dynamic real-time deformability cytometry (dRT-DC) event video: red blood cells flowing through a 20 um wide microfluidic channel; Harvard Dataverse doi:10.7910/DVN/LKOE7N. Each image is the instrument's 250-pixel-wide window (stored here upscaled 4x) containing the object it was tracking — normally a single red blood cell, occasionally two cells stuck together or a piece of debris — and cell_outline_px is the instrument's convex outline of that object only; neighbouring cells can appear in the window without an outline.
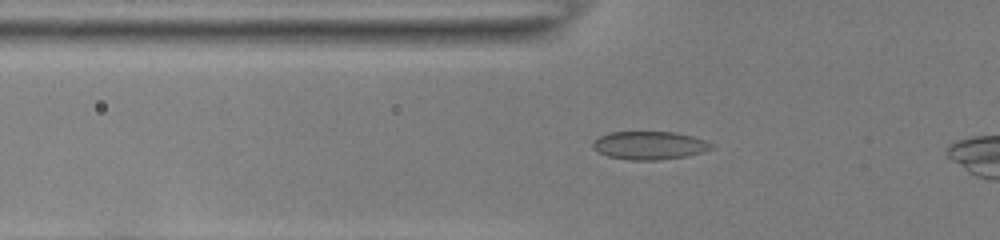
{"species": "common noctule bat (a hibernating species)", "species_latin": "Nyctalus noctula", "temperature_condition": "room temperature", "stored_images_in_passage": 35, "camera_frame_rate_fps": 3000, "um_per_image_px": 0.085, "animal": {"sex": "female", "body_mass_g": 22.0, "forearm_length_mm": 56.7}, "frame": {"image": 1, "passage_image": 6, "time_ms": 1.667, "image_size_px": [1000, 240], "cell_outline_px": [[716, 148], [688, 156], [656, 160], [632, 160], [608, 156], [592, 148], [592, 140], [608, 132], [676, 132], [708, 140]], "centroid_in_image_um": [55.23, 12.35], "position_along_channel_um": 70.6, "area_um2": 19.65}}
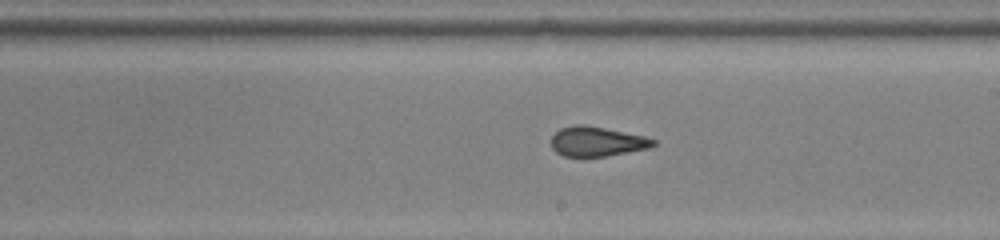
{"frame": {"image": 2, "passage_image": 19, "time_ms": 6.0, "image_size_px": [1000, 240], "cell_outline_px": [[656, 144], [648, 148], [604, 156], [564, 156], [556, 152], [552, 148], [552, 136], [560, 128], [576, 124], [584, 124], [644, 136], [656, 140]], "centroid_in_image_um": [50.71, 12.02], "position_along_channel_um": 238.3, "area_um2": 17.4}}
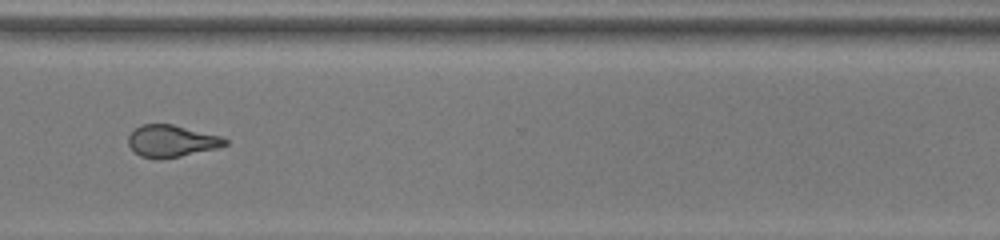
{"frame": {"image": 3, "passage_image": 28, "time_ms": 9.0, "image_size_px": [1000, 240], "cell_outline_px": [[228, 144], [216, 148], [180, 156], [160, 160], [140, 156], [128, 144], [128, 136], [140, 124], [172, 124], [220, 136], [228, 140]], "centroid_in_image_um": [14.56, 11.99], "position_along_channel_um": 356.0, "area_um2": 17.86}}